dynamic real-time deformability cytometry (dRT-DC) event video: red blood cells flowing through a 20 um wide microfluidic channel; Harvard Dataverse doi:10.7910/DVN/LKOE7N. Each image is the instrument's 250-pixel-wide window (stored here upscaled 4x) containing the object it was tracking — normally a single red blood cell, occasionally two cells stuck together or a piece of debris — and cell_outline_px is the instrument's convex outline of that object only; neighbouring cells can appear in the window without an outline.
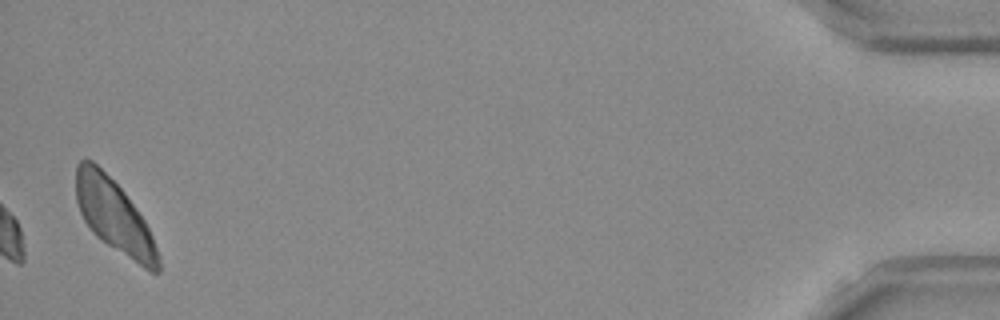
{"species": "Egyptian fruit bat (a non-hibernating species)", "species_latin": "Rousettus aegyptiacus", "temperature_condition": "room temperature", "stored_images_in_passage": 40, "camera_frame_rate_fps": 3000, "um_per_image_px": 0.085, "frame": {"image": 1, "passage_image": 40, "time_ms": 13.0, "image_size_px": [1000, 320], "cell_outline_px": [[160, 272], [152, 272], [144, 268], [96, 236], [92, 232], [84, 220], [80, 212], [76, 200], [76, 164], [84, 156], [92, 160], [124, 192], [136, 208], [144, 220], [152, 236], [160, 256]], "centroid_in_image_um": [9.69, 18.35], "position_along_channel_um": 425.5, "area_um2": 34.56}}